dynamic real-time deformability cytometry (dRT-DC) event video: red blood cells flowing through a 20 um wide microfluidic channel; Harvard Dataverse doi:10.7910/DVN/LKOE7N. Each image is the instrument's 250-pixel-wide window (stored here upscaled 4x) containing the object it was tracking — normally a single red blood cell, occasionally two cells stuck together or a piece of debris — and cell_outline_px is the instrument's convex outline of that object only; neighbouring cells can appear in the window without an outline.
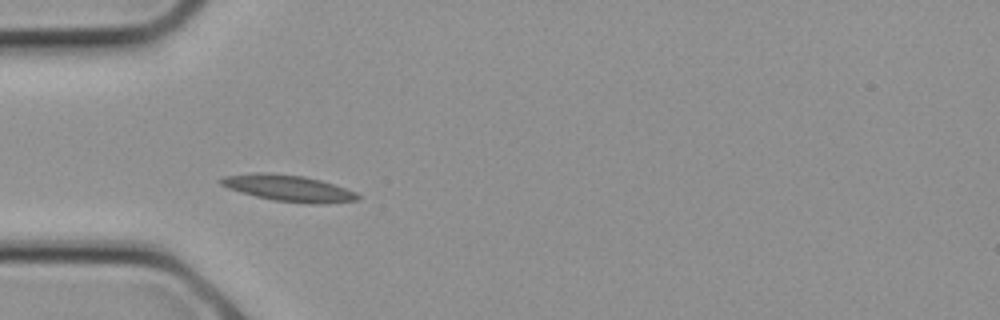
{"species": "common noctule bat (a hibernating species)", "species_latin": "Nyctalus noctula", "temperature_condition": "cold", "stored_images_in_passage": 11, "camera_frame_rate_fps": 3000, "um_per_image_px": 0.085, "animal": {"sex": "female", "body_mass_g": 21.9}, "frame": {"image": 1, "passage_image": 3, "time_ms": 0.667, "image_size_px": [1000, 320], "cell_outline_px": [[360, 196], [356, 200], [324, 204], [312, 204], [272, 200], [240, 192], [228, 188], [220, 184], [220, 180], [224, 176], [256, 172], [268, 172], [304, 176], [320, 180], [356, 192]], "centroid_in_image_um": [24.5, 15.99], "position_along_channel_um": 60.5, "area_um2": 20.92}}
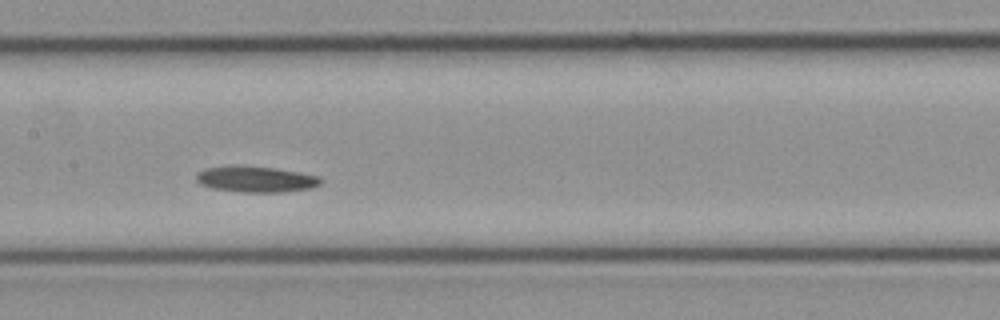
{"frame": {"image": 2, "passage_image": 8, "time_ms": 2.333, "image_size_px": [1000, 320], "cell_outline_px": [[324, 180], [320, 184], [312, 188], [280, 192], [244, 192], [212, 188], [200, 184], [196, 180], [196, 172], [204, 168], [228, 164], [232, 164], [276, 168], [300, 172], [320, 176]], "centroid_in_image_um": [21.73, 15.2], "position_along_channel_um": 185.7, "area_um2": 19.31}}
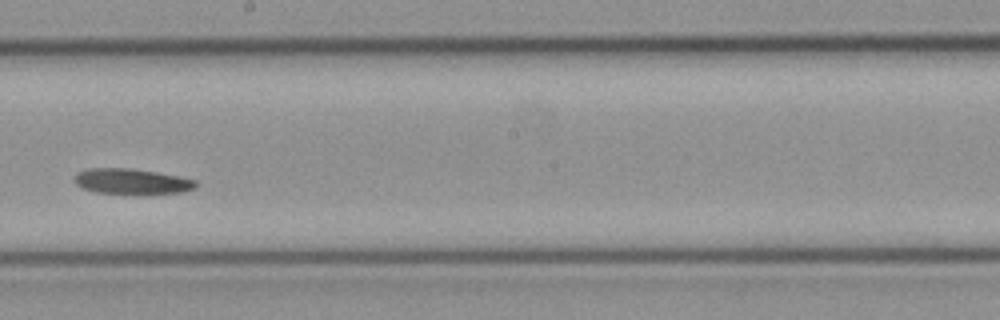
{"frame": {"image": 3, "passage_image": 10, "time_ms": 3.0, "image_size_px": [1000, 320], "cell_outline_px": [[196, 188], [180, 192], [96, 192], [80, 188], [76, 184], [76, 172], [88, 168], [132, 168], [180, 176], [196, 180]], "centroid_in_image_um": [11.17, 15.38], "position_along_channel_um": 237.0, "area_um2": 17.46}}